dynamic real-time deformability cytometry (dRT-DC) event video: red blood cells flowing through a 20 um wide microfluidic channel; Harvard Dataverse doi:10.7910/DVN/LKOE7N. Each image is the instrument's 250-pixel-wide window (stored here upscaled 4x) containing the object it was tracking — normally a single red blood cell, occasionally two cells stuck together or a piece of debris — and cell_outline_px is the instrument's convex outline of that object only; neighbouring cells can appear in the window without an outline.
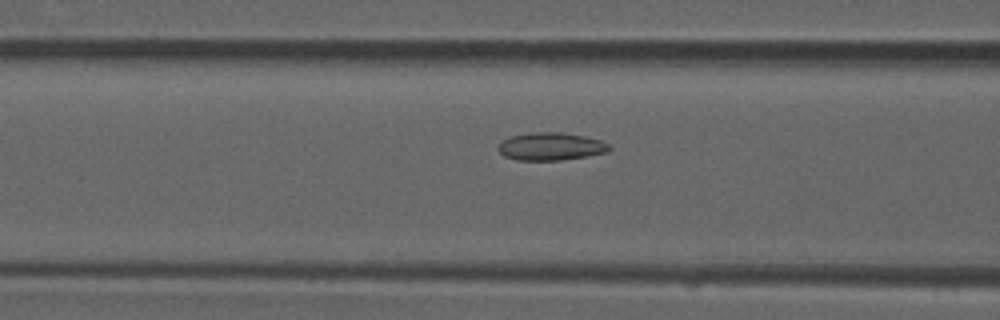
{"species": "common noctule bat (a hibernating species)", "species_latin": "Nyctalus noctula", "temperature_condition": "room temperature", "stored_images_in_passage": 44, "camera_frame_rate_fps": 3000, "um_per_image_px": 0.085, "animal": {"sex": "male", "forearm_length_mm": 52.5}, "frame": {"image": 1, "passage_image": 13, "time_ms": 4.0, "image_size_px": [1000, 320], "cell_outline_px": [[612, 148], [608, 152], [560, 160], [516, 160], [504, 156], [496, 148], [504, 140], [512, 136], [532, 132], [560, 132], [584, 136], [600, 140], [608, 144]], "centroid_in_image_um": [46.81, 12.45], "position_along_channel_um": 119.8, "area_um2": 17.8}}
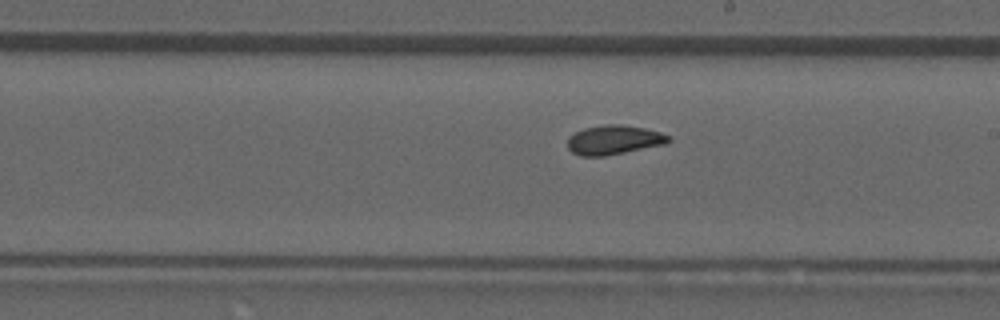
{"frame": {"image": 2, "passage_image": 22, "time_ms": 7.0, "image_size_px": [1000, 320], "cell_outline_px": [[672, 140], [668, 144], [604, 156], [580, 156], [572, 152], [568, 148], [568, 136], [584, 128], [604, 124], [620, 124], [644, 128], [660, 132], [672, 136]], "centroid_in_image_um": [52.22, 11.89], "position_along_channel_um": 236.8, "area_um2": 17.46}}
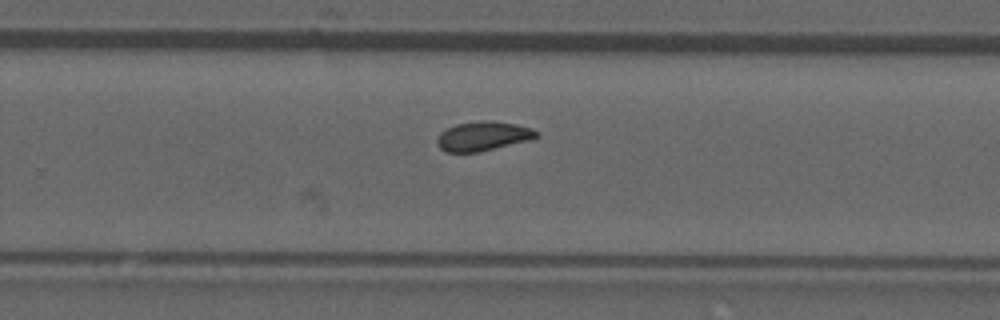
{"frame": {"image": 3, "passage_image": 26, "time_ms": 8.333, "image_size_px": [1000, 320], "cell_outline_px": [[540, 136], [532, 140], [480, 152], [444, 152], [436, 144], [436, 140], [440, 132], [456, 124], [480, 120], [492, 120], [516, 124], [532, 128], [540, 132]], "centroid_in_image_um": [41.1, 11.57], "position_along_channel_um": 288.7, "area_um2": 17.4}, "authors_computed_cell_mechanics": {"area_um2": 16.9932, "velocity_mm_per_s": 3.9085, "shape_relaxation_time_tau1_ms": 5.6287, "shape_relaxation_time_tau2_ms": 2.0904, "deformation_change_tau1": 0.1182, "deformation_change_tau2": 0.0756}}